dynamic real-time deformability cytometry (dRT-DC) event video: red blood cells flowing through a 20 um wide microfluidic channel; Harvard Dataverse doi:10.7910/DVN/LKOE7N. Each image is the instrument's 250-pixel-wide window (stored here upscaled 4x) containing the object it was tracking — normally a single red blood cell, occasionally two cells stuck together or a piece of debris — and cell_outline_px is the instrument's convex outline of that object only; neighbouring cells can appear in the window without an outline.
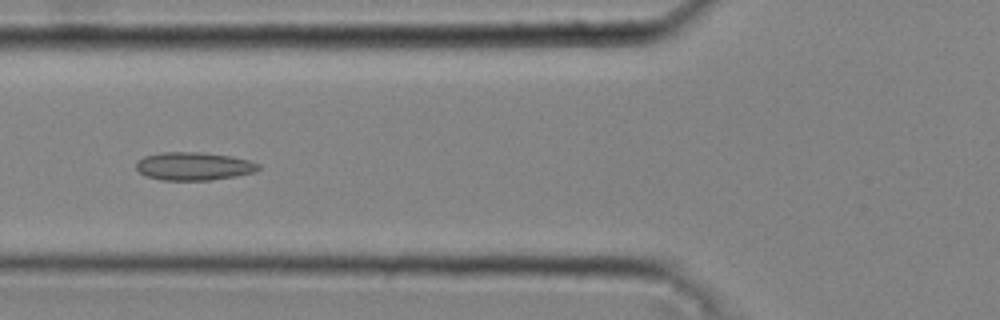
{"species": "common noctule bat (a hibernating species)", "species_latin": "Nyctalus noctula", "temperature_condition": "cold", "stored_images_in_passage": 38, "camera_frame_rate_fps": 3000, "um_per_image_px": 0.085, "animal": {"sex": "male", "body_mass_g": 20.4}, "frame": {"image": 1, "passage_image": 11, "time_ms": 3.333, "image_size_px": [1000, 320], "cell_outline_px": [[260, 168], [256, 172], [236, 176], [212, 180], [160, 180], [148, 176], [140, 172], [136, 168], [136, 160], [144, 156], [160, 152], [200, 152], [232, 156], [252, 160], [260, 164]], "centroid_in_image_um": [16.5, 14.12], "position_along_channel_um": 109.3, "area_um2": 20.29}}
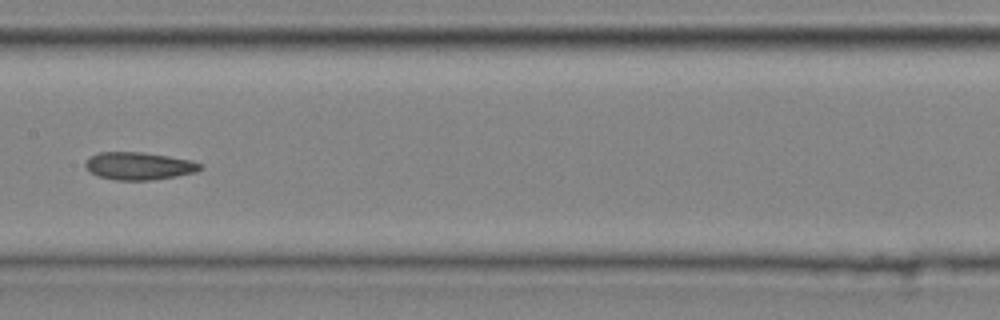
{"frame": {"image": 2, "passage_image": 17, "time_ms": 5.333, "image_size_px": [1000, 320], "cell_outline_px": [[204, 168], [196, 172], [176, 176], [148, 180], [116, 180], [100, 176], [92, 172], [84, 164], [92, 156], [100, 152], [144, 152], [192, 160], [200, 164]], "centroid_in_image_um": [11.86, 14.1], "position_along_channel_um": 195.5, "area_um2": 18.21}}
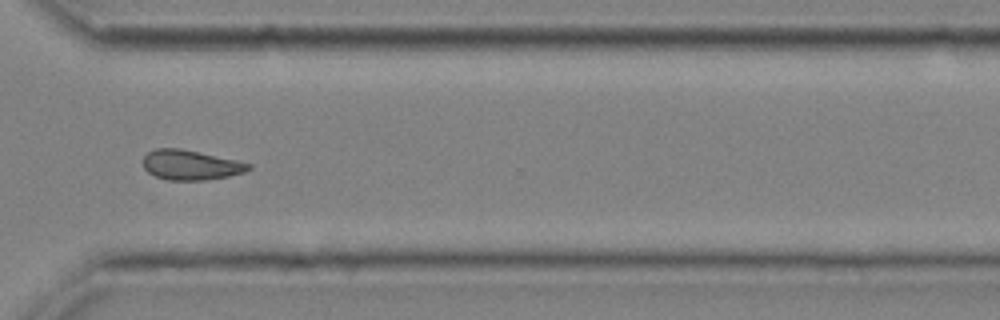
{"frame": {"image": 3, "passage_image": 28, "time_ms": 9.0, "image_size_px": [1000, 320], "cell_outline_px": [[252, 168], [244, 172], [228, 176], [208, 180], [168, 180], [156, 176], [148, 172], [144, 168], [144, 156], [148, 152], [156, 148], [180, 148], [236, 160], [252, 164]], "centroid_in_image_um": [16.21, 14.02], "position_along_channel_um": 354.4, "area_um2": 18.26}, "authors_computed_cell_mechanics": {"area_um2": 18.6116, "velocity_mm_per_s": 4.3191, "shape_relaxation_time_tau1_ms": null, "shape_relaxation_time_tau2_ms": 3.8816, "deformation_change_tau1": null, "deformation_change_tau2": 0.0811}}